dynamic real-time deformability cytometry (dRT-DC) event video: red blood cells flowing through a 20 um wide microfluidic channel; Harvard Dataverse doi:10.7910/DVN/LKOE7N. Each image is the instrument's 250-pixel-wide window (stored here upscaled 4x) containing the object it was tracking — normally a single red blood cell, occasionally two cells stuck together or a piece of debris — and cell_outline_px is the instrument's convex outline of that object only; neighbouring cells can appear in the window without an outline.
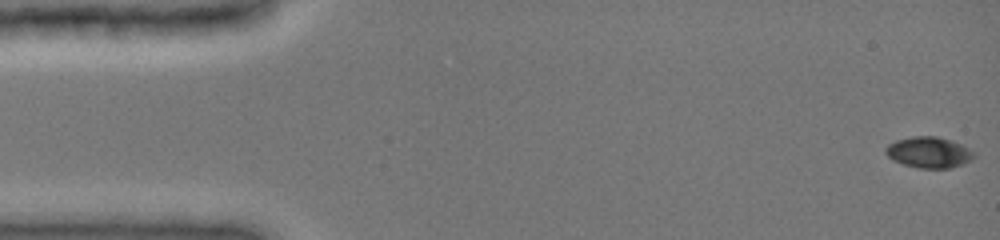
{"species": "common noctule bat (a hibernating species)", "species_latin": "Nyctalus noctula", "temperature_condition": "cold", "stored_images_in_passage": 12, "camera_frame_rate_fps": 3000, "um_per_image_px": 0.085, "animal": {"sex": "female", "body_mass_g": 19.0, "forearm_length_mm": 51.5}, "frame": {"image": 1, "passage_image": 1, "time_ms": 0.0, "image_size_px": [1000, 240], "cell_outline_px": [[976, 156], [964, 164], [948, 168], [920, 168], [904, 164], [892, 160], [884, 152], [884, 148], [888, 144], [896, 140], [912, 136], [936, 136], [952, 140], [976, 152]], "centroid_in_image_um": [78.95, 12.94], "position_along_channel_um": 6.0, "area_um2": 16.07}}
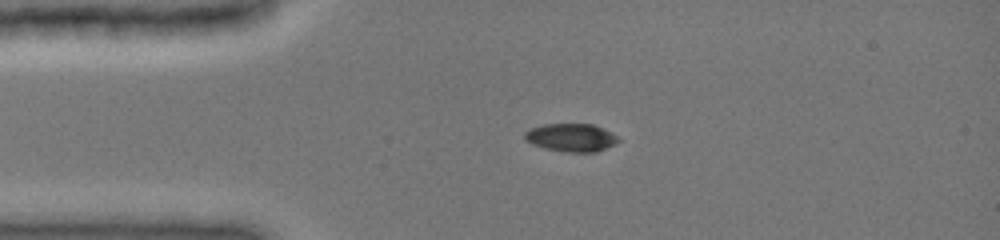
{"frame": {"image": 2, "passage_image": 9, "time_ms": 3.333, "image_size_px": [1000, 240], "cell_outline_px": [[620, 140], [616, 144], [596, 152], [564, 152], [544, 148], [532, 144], [524, 140], [524, 132], [532, 128], [544, 124], [592, 124], [604, 128], [612, 132]], "centroid_in_image_um": [48.56, 11.7], "position_along_channel_um": 36.4, "area_um2": 15.43}}
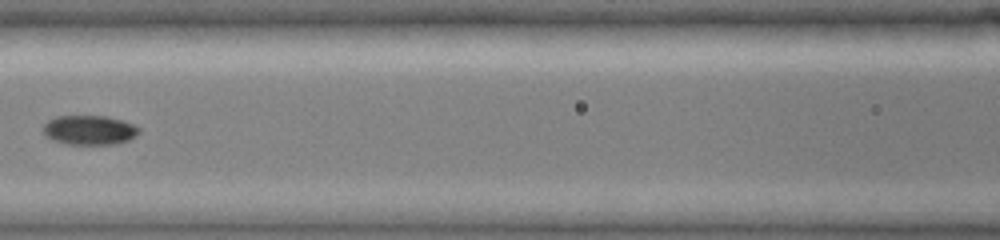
{"frame": {"image": 3, "passage_image": 12, "time_ms": 7.0, "image_size_px": [1000, 240], "cell_outline_px": [[140, 132], [136, 136], [128, 140], [116, 144], [64, 144], [52, 140], [44, 136], [44, 124], [48, 120], [56, 116], [104, 116], [120, 120], [132, 124], [140, 128]], "centroid_in_image_um": [7.58, 11.06], "position_along_channel_um": 159.0, "area_um2": 16.47}}